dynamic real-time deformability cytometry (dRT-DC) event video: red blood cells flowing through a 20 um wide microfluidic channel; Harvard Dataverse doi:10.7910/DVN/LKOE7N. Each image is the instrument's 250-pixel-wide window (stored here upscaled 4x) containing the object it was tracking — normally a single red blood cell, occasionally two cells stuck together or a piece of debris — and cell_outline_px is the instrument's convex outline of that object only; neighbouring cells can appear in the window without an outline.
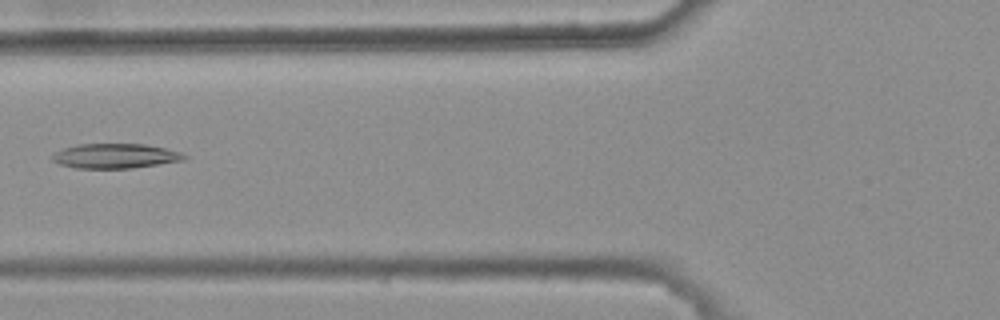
{"species": "common noctule bat (a hibernating species)", "species_latin": "Nyctalus noctula", "temperature_condition": "warm", "stored_images_in_passage": 4, "camera_frame_rate_fps": 3000, "um_per_image_px": 0.085, "animal": {"sex": "female", "body_mass_g": 25.1}, "frame": {"image": 1, "passage_image": 3, "time_ms": 0.667, "image_size_px": [1000, 320], "cell_outline_px": [[188, 156], [184, 160], [132, 168], [76, 168], [60, 164], [52, 160], [52, 156], [56, 152], [64, 148], [76, 144], [144, 144], [164, 148], [180, 152]], "centroid_in_image_um": [9.79, 13.25], "position_along_channel_um": 116.0, "area_um2": 18.84}}
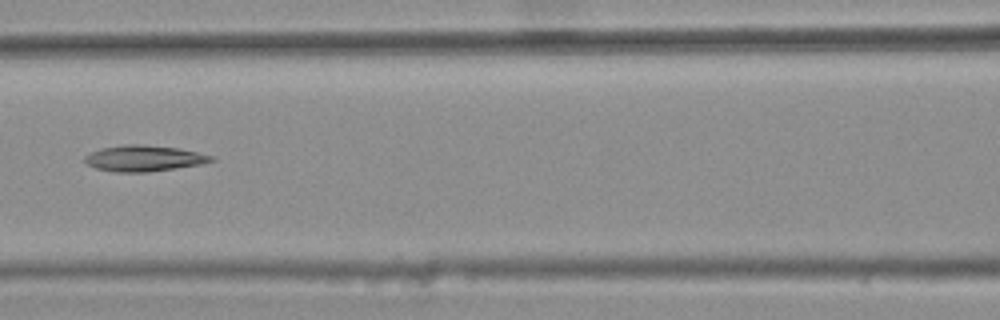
{"frame": {"image": 2, "passage_image": 4, "time_ms": 1.0, "image_size_px": [1000, 320], "cell_outline_px": [[216, 160], [200, 164], [144, 172], [116, 172], [96, 168], [88, 164], [84, 160], [84, 156], [100, 148], [124, 144], [144, 144], [176, 148], [196, 152], [212, 156]], "centroid_in_image_um": [12.19, 13.44], "position_along_channel_um": 154.4, "area_um2": 18.84}}